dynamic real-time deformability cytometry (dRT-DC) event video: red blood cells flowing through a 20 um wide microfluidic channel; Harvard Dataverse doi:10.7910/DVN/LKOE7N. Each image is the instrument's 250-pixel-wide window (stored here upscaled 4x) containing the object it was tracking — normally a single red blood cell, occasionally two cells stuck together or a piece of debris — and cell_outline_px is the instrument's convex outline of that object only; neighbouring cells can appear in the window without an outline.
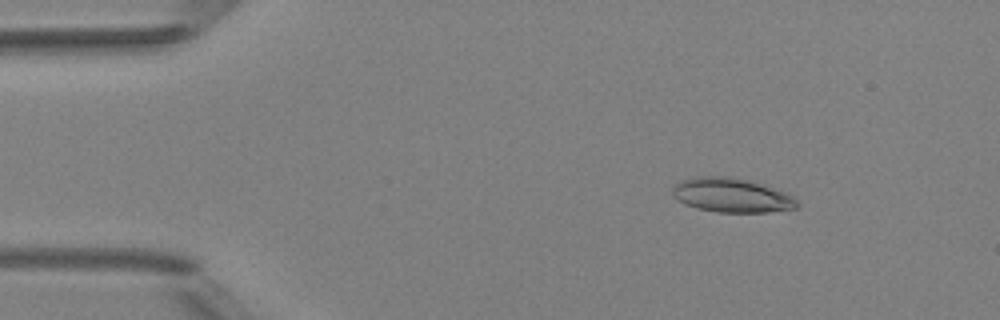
{"species": "Egyptian fruit bat (a non-hibernating species)", "species_latin": "Rousettus aegyptiacus", "temperature_condition": "room temperature", "stored_images_in_passage": 4, "camera_frame_rate_fps": 3000, "um_per_image_px": 0.085, "animal": {"sex": "female"}, "frame": {"image": 1, "passage_image": 2, "time_ms": 1.333, "image_size_px": [1000, 320], "cell_outline_px": [[800, 204], [796, 208], [768, 212], [716, 212], [696, 208], [684, 204], [676, 200], [672, 196], [672, 188], [680, 180], [696, 176], [728, 176], [748, 180], [788, 192]], "centroid_in_image_um": [62.16, 16.59], "position_along_channel_um": 22.8, "area_um2": 25.14}}